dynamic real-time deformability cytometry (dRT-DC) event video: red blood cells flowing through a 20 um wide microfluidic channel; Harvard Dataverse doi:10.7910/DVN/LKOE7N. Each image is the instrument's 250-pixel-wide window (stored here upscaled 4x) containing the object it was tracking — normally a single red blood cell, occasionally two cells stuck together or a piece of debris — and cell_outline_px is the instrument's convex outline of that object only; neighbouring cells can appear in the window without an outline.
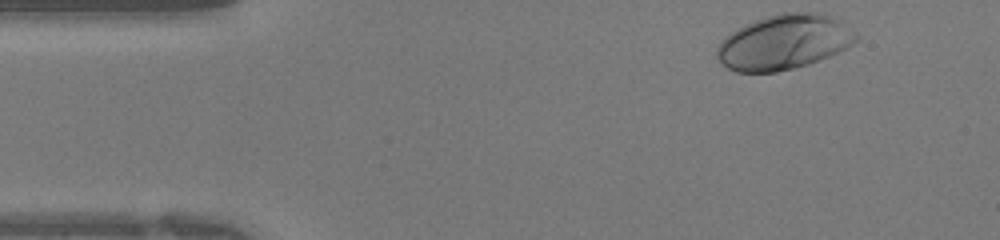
{"species": "human", "species_latin": "Homo sapiens", "temperature_condition": "warm", "stored_images_in_passage": 35, "camera_frame_rate_fps": 3000, "um_per_image_px": 0.085, "donor": {"sex": "female"}, "frame": {"image": 1, "passage_image": 1, "time_ms": 0.0, "image_size_px": [1000, 240], "cell_outline_px": [[860, 40], [820, 60], [808, 64], [776, 72], [736, 72], [720, 64], [716, 56], [716, 48], [720, 40], [744, 24], [780, 12], [820, 12], [836, 20], [856, 36]], "centroid_in_image_um": [66.55, 3.59], "position_along_channel_um": 18.5, "area_um2": 43.99}}
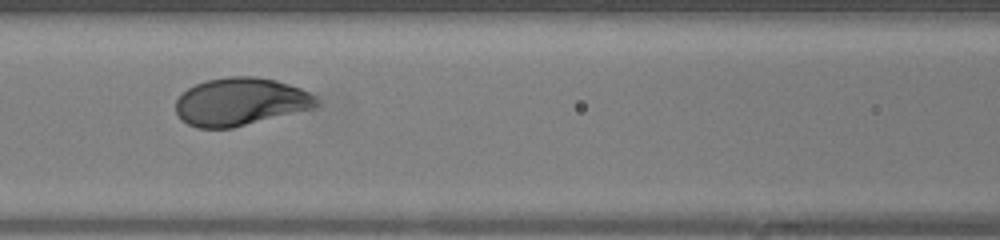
{"frame": {"image": 2, "passage_image": 14, "time_ms": 4.333, "image_size_px": [1000, 240], "cell_outline_px": [[320, 104], [316, 108], [232, 128], [196, 128], [180, 120], [176, 112], [176, 100], [188, 88], [196, 84], [208, 80], [228, 76], [256, 76], [276, 80], [300, 88], [316, 96], [320, 100]], "centroid_in_image_um": [20.47, 8.65], "position_along_channel_um": 146.1, "area_um2": 39.48}}
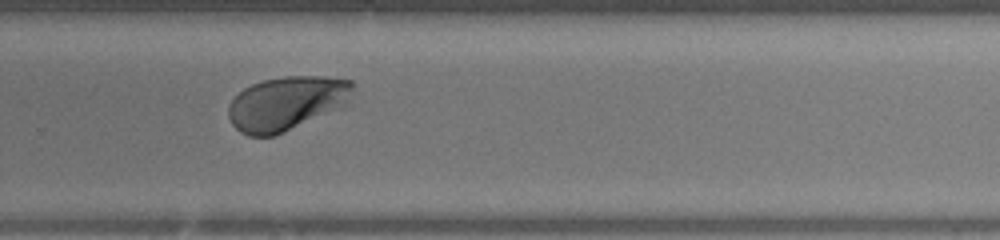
{"frame": {"image": 3, "passage_image": 24, "time_ms": 7.667, "image_size_px": [1000, 240], "cell_outline_px": [[352, 104], [348, 108], [276, 136], [248, 136], [240, 132], [232, 124], [228, 116], [228, 104], [244, 88], [252, 84], [264, 80], [284, 76], [324, 76], [352, 80]], "centroid_in_image_um": [24.46, 8.81], "position_along_channel_um": 305.3, "area_um2": 40.46}}